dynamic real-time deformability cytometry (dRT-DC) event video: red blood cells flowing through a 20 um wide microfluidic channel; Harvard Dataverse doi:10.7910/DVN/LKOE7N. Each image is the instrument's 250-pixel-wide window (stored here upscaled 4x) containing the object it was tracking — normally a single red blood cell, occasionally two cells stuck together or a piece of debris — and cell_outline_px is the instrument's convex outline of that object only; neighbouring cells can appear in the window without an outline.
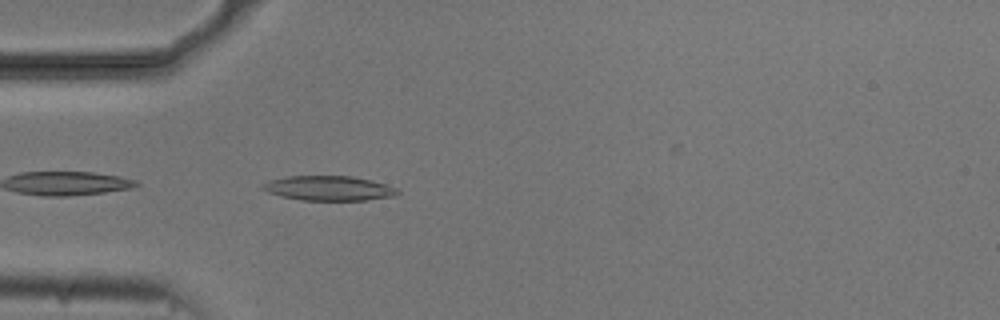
{"species": "common noctule bat (a hibernating species)", "species_latin": "Nyctalus noctula", "temperature_condition": "cold", "stored_images_in_passage": 34, "camera_frame_rate_fps": 3000, "um_per_image_px": 0.085, "animal": {"sex": "male", "body_mass_g": 20.5, "forearm_length_mm": 52.5}, "frame": {"image": 1, "passage_image": 2, "time_ms": 0.333, "image_size_px": [1000, 320], "cell_outline_px": [[400, 192], [392, 196], [364, 200], [300, 200], [280, 196], [268, 192], [260, 188], [260, 184], [268, 180], [288, 176], [352, 176], [372, 180], [396, 188]], "centroid_in_image_um": [27.87, 15.99], "position_along_channel_um": 57.1, "area_um2": 19.42}}
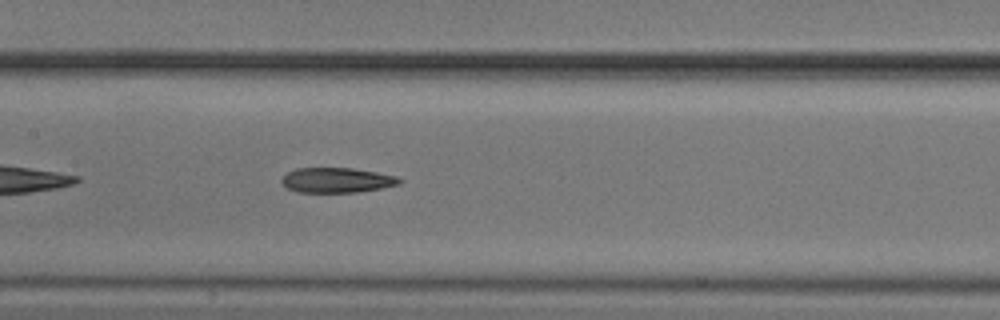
{"frame": {"image": 2, "passage_image": 12, "time_ms": 3.667, "image_size_px": [1000, 320], "cell_outline_px": [[404, 180], [400, 184], [380, 188], [356, 192], [296, 192], [288, 188], [280, 180], [288, 172], [296, 168], [352, 168], [376, 172], [396, 176]], "centroid_in_image_um": [28.64, 15.31], "position_along_channel_um": 178.8, "area_um2": 17.05}}
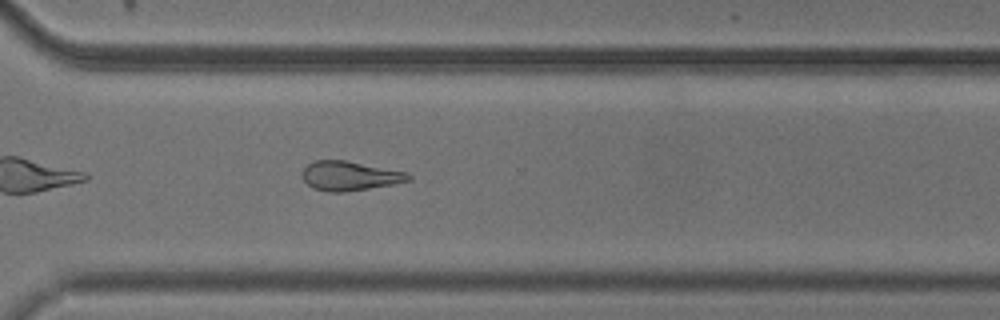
{"frame": {"image": 3, "passage_image": 25, "time_ms": 8.0, "image_size_px": [1000, 320], "cell_outline_px": [[412, 180], [392, 184], [344, 192], [328, 192], [312, 188], [300, 176], [300, 172], [308, 164], [316, 160], [348, 160], [408, 172], [412, 176]], "centroid_in_image_um": [29.72, 14.94], "position_along_channel_um": 340.9, "area_um2": 18.38}, "authors_computed_cell_mechanics": {"area_um2": 18.0625, "velocity_mm_per_s": 3.7563, "shape_relaxation_time_tau1_ms": null, "shape_relaxation_time_tau2_ms": 4.7994, "deformation_change_tau1": null, "deformation_change_tau2": 0.1356}}